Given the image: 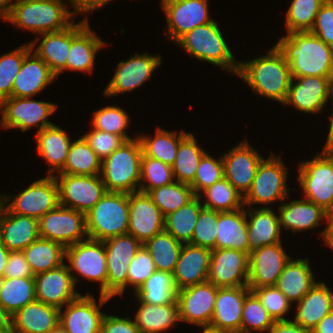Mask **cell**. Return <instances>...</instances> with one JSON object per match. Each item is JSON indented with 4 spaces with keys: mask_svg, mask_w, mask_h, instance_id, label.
Listing matches in <instances>:
<instances>
[{
    "mask_svg": "<svg viewBox=\"0 0 333 333\" xmlns=\"http://www.w3.org/2000/svg\"><path fill=\"white\" fill-rule=\"evenodd\" d=\"M275 46L289 64L291 77H333V47L310 31L287 33Z\"/></svg>",
    "mask_w": 333,
    "mask_h": 333,
    "instance_id": "6da1fadb",
    "label": "cell"
},
{
    "mask_svg": "<svg viewBox=\"0 0 333 333\" xmlns=\"http://www.w3.org/2000/svg\"><path fill=\"white\" fill-rule=\"evenodd\" d=\"M237 75L258 95L281 104L287 98L292 78L289 64L275 45L264 56L239 62Z\"/></svg>",
    "mask_w": 333,
    "mask_h": 333,
    "instance_id": "7a4b0ae2",
    "label": "cell"
},
{
    "mask_svg": "<svg viewBox=\"0 0 333 333\" xmlns=\"http://www.w3.org/2000/svg\"><path fill=\"white\" fill-rule=\"evenodd\" d=\"M65 4L64 0H16L5 21L37 34L61 31L75 21Z\"/></svg>",
    "mask_w": 333,
    "mask_h": 333,
    "instance_id": "3957f363",
    "label": "cell"
},
{
    "mask_svg": "<svg viewBox=\"0 0 333 333\" xmlns=\"http://www.w3.org/2000/svg\"><path fill=\"white\" fill-rule=\"evenodd\" d=\"M143 150L139 138L125 141L101 163V179L107 192L139 191Z\"/></svg>",
    "mask_w": 333,
    "mask_h": 333,
    "instance_id": "277c9868",
    "label": "cell"
},
{
    "mask_svg": "<svg viewBox=\"0 0 333 333\" xmlns=\"http://www.w3.org/2000/svg\"><path fill=\"white\" fill-rule=\"evenodd\" d=\"M216 21L197 26L183 35L176 44L200 61L221 67L237 75L239 62L226 44Z\"/></svg>",
    "mask_w": 333,
    "mask_h": 333,
    "instance_id": "5b68a950",
    "label": "cell"
},
{
    "mask_svg": "<svg viewBox=\"0 0 333 333\" xmlns=\"http://www.w3.org/2000/svg\"><path fill=\"white\" fill-rule=\"evenodd\" d=\"M87 237L106 239L127 234L129 225V194L106 192L85 215Z\"/></svg>",
    "mask_w": 333,
    "mask_h": 333,
    "instance_id": "8992f818",
    "label": "cell"
},
{
    "mask_svg": "<svg viewBox=\"0 0 333 333\" xmlns=\"http://www.w3.org/2000/svg\"><path fill=\"white\" fill-rule=\"evenodd\" d=\"M322 150L312 160L300 162L298 181L304 199L333 213V151Z\"/></svg>",
    "mask_w": 333,
    "mask_h": 333,
    "instance_id": "52a82bcc",
    "label": "cell"
},
{
    "mask_svg": "<svg viewBox=\"0 0 333 333\" xmlns=\"http://www.w3.org/2000/svg\"><path fill=\"white\" fill-rule=\"evenodd\" d=\"M287 170L280 157L272 155L263 159L258 166L250 190L244 196V206L268 205L278 200H286L290 191L286 184Z\"/></svg>",
    "mask_w": 333,
    "mask_h": 333,
    "instance_id": "ba28073f",
    "label": "cell"
},
{
    "mask_svg": "<svg viewBox=\"0 0 333 333\" xmlns=\"http://www.w3.org/2000/svg\"><path fill=\"white\" fill-rule=\"evenodd\" d=\"M106 251V296H122L127 287L128 267L143 245L133 235L124 234L103 241Z\"/></svg>",
    "mask_w": 333,
    "mask_h": 333,
    "instance_id": "9c48e42d",
    "label": "cell"
},
{
    "mask_svg": "<svg viewBox=\"0 0 333 333\" xmlns=\"http://www.w3.org/2000/svg\"><path fill=\"white\" fill-rule=\"evenodd\" d=\"M4 206L11 212L38 220L59 205V188L54 175L38 179L17 196H4ZM11 200V202H10ZM8 202V203H7Z\"/></svg>",
    "mask_w": 333,
    "mask_h": 333,
    "instance_id": "30bf717a",
    "label": "cell"
},
{
    "mask_svg": "<svg viewBox=\"0 0 333 333\" xmlns=\"http://www.w3.org/2000/svg\"><path fill=\"white\" fill-rule=\"evenodd\" d=\"M58 105L45 101L32 100L31 97H10L0 102L1 127L4 129L19 128L22 132L32 126L41 131L53 125L47 118ZM41 123V124H40Z\"/></svg>",
    "mask_w": 333,
    "mask_h": 333,
    "instance_id": "8fae6325",
    "label": "cell"
},
{
    "mask_svg": "<svg viewBox=\"0 0 333 333\" xmlns=\"http://www.w3.org/2000/svg\"><path fill=\"white\" fill-rule=\"evenodd\" d=\"M59 188V204L85 215L107 192L100 175L54 174Z\"/></svg>",
    "mask_w": 333,
    "mask_h": 333,
    "instance_id": "7c38bea8",
    "label": "cell"
},
{
    "mask_svg": "<svg viewBox=\"0 0 333 333\" xmlns=\"http://www.w3.org/2000/svg\"><path fill=\"white\" fill-rule=\"evenodd\" d=\"M39 238L65 247L86 240L85 214L59 204L39 219Z\"/></svg>",
    "mask_w": 333,
    "mask_h": 333,
    "instance_id": "4fadbf2b",
    "label": "cell"
},
{
    "mask_svg": "<svg viewBox=\"0 0 333 333\" xmlns=\"http://www.w3.org/2000/svg\"><path fill=\"white\" fill-rule=\"evenodd\" d=\"M66 259L70 272L74 270L90 281L100 282V295L106 296L107 267L103 241L87 238L70 245L66 247Z\"/></svg>",
    "mask_w": 333,
    "mask_h": 333,
    "instance_id": "5bb4252c",
    "label": "cell"
},
{
    "mask_svg": "<svg viewBox=\"0 0 333 333\" xmlns=\"http://www.w3.org/2000/svg\"><path fill=\"white\" fill-rule=\"evenodd\" d=\"M161 5L166 14V33L175 43L197 26L213 21L208 0H161Z\"/></svg>",
    "mask_w": 333,
    "mask_h": 333,
    "instance_id": "9a60e30c",
    "label": "cell"
},
{
    "mask_svg": "<svg viewBox=\"0 0 333 333\" xmlns=\"http://www.w3.org/2000/svg\"><path fill=\"white\" fill-rule=\"evenodd\" d=\"M249 254L235 249H212L208 281L218 288L247 286Z\"/></svg>",
    "mask_w": 333,
    "mask_h": 333,
    "instance_id": "2e32d148",
    "label": "cell"
},
{
    "mask_svg": "<svg viewBox=\"0 0 333 333\" xmlns=\"http://www.w3.org/2000/svg\"><path fill=\"white\" fill-rule=\"evenodd\" d=\"M78 278L63 264L34 276L36 300L58 309L81 294L75 291Z\"/></svg>",
    "mask_w": 333,
    "mask_h": 333,
    "instance_id": "e0dca14e",
    "label": "cell"
},
{
    "mask_svg": "<svg viewBox=\"0 0 333 333\" xmlns=\"http://www.w3.org/2000/svg\"><path fill=\"white\" fill-rule=\"evenodd\" d=\"M333 77H292L284 105L305 113H319L332 97ZM295 83V84H294Z\"/></svg>",
    "mask_w": 333,
    "mask_h": 333,
    "instance_id": "ac0fdd59",
    "label": "cell"
},
{
    "mask_svg": "<svg viewBox=\"0 0 333 333\" xmlns=\"http://www.w3.org/2000/svg\"><path fill=\"white\" fill-rule=\"evenodd\" d=\"M111 298L100 295L97 305L95 297L90 294H82L67 303L64 312L59 309V323L67 333H100L101 322L104 317L100 311Z\"/></svg>",
    "mask_w": 333,
    "mask_h": 333,
    "instance_id": "d6986e66",
    "label": "cell"
},
{
    "mask_svg": "<svg viewBox=\"0 0 333 333\" xmlns=\"http://www.w3.org/2000/svg\"><path fill=\"white\" fill-rule=\"evenodd\" d=\"M160 55L148 52L131 56L127 61H120L115 74L105 87V96H116L120 93L132 92L152 77L154 70L162 63Z\"/></svg>",
    "mask_w": 333,
    "mask_h": 333,
    "instance_id": "ffe728a7",
    "label": "cell"
},
{
    "mask_svg": "<svg viewBox=\"0 0 333 333\" xmlns=\"http://www.w3.org/2000/svg\"><path fill=\"white\" fill-rule=\"evenodd\" d=\"M217 289L218 287L207 281L178 290L176 299L179 305L180 322L197 326L210 325Z\"/></svg>",
    "mask_w": 333,
    "mask_h": 333,
    "instance_id": "44dd1931",
    "label": "cell"
},
{
    "mask_svg": "<svg viewBox=\"0 0 333 333\" xmlns=\"http://www.w3.org/2000/svg\"><path fill=\"white\" fill-rule=\"evenodd\" d=\"M263 159L262 155L244 140L222 155L224 177L244 197L250 190Z\"/></svg>",
    "mask_w": 333,
    "mask_h": 333,
    "instance_id": "7402d4cb",
    "label": "cell"
},
{
    "mask_svg": "<svg viewBox=\"0 0 333 333\" xmlns=\"http://www.w3.org/2000/svg\"><path fill=\"white\" fill-rule=\"evenodd\" d=\"M290 259L282 247V242L252 251L249 254L247 286L250 289L275 286Z\"/></svg>",
    "mask_w": 333,
    "mask_h": 333,
    "instance_id": "603a6c76",
    "label": "cell"
},
{
    "mask_svg": "<svg viewBox=\"0 0 333 333\" xmlns=\"http://www.w3.org/2000/svg\"><path fill=\"white\" fill-rule=\"evenodd\" d=\"M164 216L146 193L129 194V225L127 234L144 244L164 230Z\"/></svg>",
    "mask_w": 333,
    "mask_h": 333,
    "instance_id": "cb8c5ba5",
    "label": "cell"
},
{
    "mask_svg": "<svg viewBox=\"0 0 333 333\" xmlns=\"http://www.w3.org/2000/svg\"><path fill=\"white\" fill-rule=\"evenodd\" d=\"M104 46L105 42L90 29L87 17L81 22L72 23L71 47L66 61V70L91 74L95 55Z\"/></svg>",
    "mask_w": 333,
    "mask_h": 333,
    "instance_id": "d4e9b609",
    "label": "cell"
},
{
    "mask_svg": "<svg viewBox=\"0 0 333 333\" xmlns=\"http://www.w3.org/2000/svg\"><path fill=\"white\" fill-rule=\"evenodd\" d=\"M211 249L183 244L172 273L177 290L208 281Z\"/></svg>",
    "mask_w": 333,
    "mask_h": 333,
    "instance_id": "484cf974",
    "label": "cell"
},
{
    "mask_svg": "<svg viewBox=\"0 0 333 333\" xmlns=\"http://www.w3.org/2000/svg\"><path fill=\"white\" fill-rule=\"evenodd\" d=\"M37 38L29 42L32 49L25 55L20 71L17 74L12 89L11 97H33L40 93L47 85L57 78L49 66L34 52Z\"/></svg>",
    "mask_w": 333,
    "mask_h": 333,
    "instance_id": "4316f807",
    "label": "cell"
},
{
    "mask_svg": "<svg viewBox=\"0 0 333 333\" xmlns=\"http://www.w3.org/2000/svg\"><path fill=\"white\" fill-rule=\"evenodd\" d=\"M248 286L218 288L210 325L229 333H240L245 296Z\"/></svg>",
    "mask_w": 333,
    "mask_h": 333,
    "instance_id": "83f0119b",
    "label": "cell"
},
{
    "mask_svg": "<svg viewBox=\"0 0 333 333\" xmlns=\"http://www.w3.org/2000/svg\"><path fill=\"white\" fill-rule=\"evenodd\" d=\"M39 238V220L11 213L5 206L0 215V241L9 251H23Z\"/></svg>",
    "mask_w": 333,
    "mask_h": 333,
    "instance_id": "f1b7e54d",
    "label": "cell"
},
{
    "mask_svg": "<svg viewBox=\"0 0 333 333\" xmlns=\"http://www.w3.org/2000/svg\"><path fill=\"white\" fill-rule=\"evenodd\" d=\"M60 310L35 300L11 316L13 333H48L59 324Z\"/></svg>",
    "mask_w": 333,
    "mask_h": 333,
    "instance_id": "f546056e",
    "label": "cell"
},
{
    "mask_svg": "<svg viewBox=\"0 0 333 333\" xmlns=\"http://www.w3.org/2000/svg\"><path fill=\"white\" fill-rule=\"evenodd\" d=\"M247 220L248 254L262 246L281 242L279 216L272 209L262 207L245 210ZM249 216V219L248 217Z\"/></svg>",
    "mask_w": 333,
    "mask_h": 333,
    "instance_id": "4dcf8cb0",
    "label": "cell"
},
{
    "mask_svg": "<svg viewBox=\"0 0 333 333\" xmlns=\"http://www.w3.org/2000/svg\"><path fill=\"white\" fill-rule=\"evenodd\" d=\"M297 304L292 321L312 331L333 310V293L326 283L316 282Z\"/></svg>",
    "mask_w": 333,
    "mask_h": 333,
    "instance_id": "1f68e13d",
    "label": "cell"
},
{
    "mask_svg": "<svg viewBox=\"0 0 333 333\" xmlns=\"http://www.w3.org/2000/svg\"><path fill=\"white\" fill-rule=\"evenodd\" d=\"M279 207V222L286 230L293 233L318 227L319 222L327 218L328 212L306 199L293 200Z\"/></svg>",
    "mask_w": 333,
    "mask_h": 333,
    "instance_id": "d6a6232c",
    "label": "cell"
},
{
    "mask_svg": "<svg viewBox=\"0 0 333 333\" xmlns=\"http://www.w3.org/2000/svg\"><path fill=\"white\" fill-rule=\"evenodd\" d=\"M316 284L308 257L290 259L281 272L276 287L285 294L287 299L298 303Z\"/></svg>",
    "mask_w": 333,
    "mask_h": 333,
    "instance_id": "836d02e7",
    "label": "cell"
},
{
    "mask_svg": "<svg viewBox=\"0 0 333 333\" xmlns=\"http://www.w3.org/2000/svg\"><path fill=\"white\" fill-rule=\"evenodd\" d=\"M245 209L218 212L216 249H235L248 253Z\"/></svg>",
    "mask_w": 333,
    "mask_h": 333,
    "instance_id": "e575fe53",
    "label": "cell"
},
{
    "mask_svg": "<svg viewBox=\"0 0 333 333\" xmlns=\"http://www.w3.org/2000/svg\"><path fill=\"white\" fill-rule=\"evenodd\" d=\"M36 142L38 154L47 161L50 167L53 166L47 173L53 176V172L57 170L59 172L64 167L72 140L65 130L53 124L37 132Z\"/></svg>",
    "mask_w": 333,
    "mask_h": 333,
    "instance_id": "d590c367",
    "label": "cell"
},
{
    "mask_svg": "<svg viewBox=\"0 0 333 333\" xmlns=\"http://www.w3.org/2000/svg\"><path fill=\"white\" fill-rule=\"evenodd\" d=\"M140 307L135 314V325L140 333H163L179 322V305L177 299L165 305L147 304L139 298Z\"/></svg>",
    "mask_w": 333,
    "mask_h": 333,
    "instance_id": "8d00e7d4",
    "label": "cell"
},
{
    "mask_svg": "<svg viewBox=\"0 0 333 333\" xmlns=\"http://www.w3.org/2000/svg\"><path fill=\"white\" fill-rule=\"evenodd\" d=\"M42 41L34 53L41 58L57 77L64 70L71 47V25L67 28L50 33L40 34Z\"/></svg>",
    "mask_w": 333,
    "mask_h": 333,
    "instance_id": "74e56055",
    "label": "cell"
},
{
    "mask_svg": "<svg viewBox=\"0 0 333 333\" xmlns=\"http://www.w3.org/2000/svg\"><path fill=\"white\" fill-rule=\"evenodd\" d=\"M23 252L34 276L63 265L66 257L64 245L43 238L35 240Z\"/></svg>",
    "mask_w": 333,
    "mask_h": 333,
    "instance_id": "f35d334b",
    "label": "cell"
},
{
    "mask_svg": "<svg viewBox=\"0 0 333 333\" xmlns=\"http://www.w3.org/2000/svg\"><path fill=\"white\" fill-rule=\"evenodd\" d=\"M187 134L188 133L182 130L177 136V132L167 131L158 127L154 138L147 135L137 136L142 145V157H151L172 166L180 142Z\"/></svg>",
    "mask_w": 333,
    "mask_h": 333,
    "instance_id": "ab89813d",
    "label": "cell"
},
{
    "mask_svg": "<svg viewBox=\"0 0 333 333\" xmlns=\"http://www.w3.org/2000/svg\"><path fill=\"white\" fill-rule=\"evenodd\" d=\"M201 195L164 218V230L182 244L191 243L193 231L203 208Z\"/></svg>",
    "mask_w": 333,
    "mask_h": 333,
    "instance_id": "60d3db41",
    "label": "cell"
},
{
    "mask_svg": "<svg viewBox=\"0 0 333 333\" xmlns=\"http://www.w3.org/2000/svg\"><path fill=\"white\" fill-rule=\"evenodd\" d=\"M35 300L34 277L0 280V305L10 316Z\"/></svg>",
    "mask_w": 333,
    "mask_h": 333,
    "instance_id": "b9f144b4",
    "label": "cell"
},
{
    "mask_svg": "<svg viewBox=\"0 0 333 333\" xmlns=\"http://www.w3.org/2000/svg\"><path fill=\"white\" fill-rule=\"evenodd\" d=\"M102 161L91 149L83 136L72 141L64 167L56 174L100 175Z\"/></svg>",
    "mask_w": 333,
    "mask_h": 333,
    "instance_id": "7bdbcfd3",
    "label": "cell"
},
{
    "mask_svg": "<svg viewBox=\"0 0 333 333\" xmlns=\"http://www.w3.org/2000/svg\"><path fill=\"white\" fill-rule=\"evenodd\" d=\"M205 150L199 147L193 134L188 133L180 142L172 170L174 179L191 184L194 180L199 162Z\"/></svg>",
    "mask_w": 333,
    "mask_h": 333,
    "instance_id": "ee69618b",
    "label": "cell"
},
{
    "mask_svg": "<svg viewBox=\"0 0 333 333\" xmlns=\"http://www.w3.org/2000/svg\"><path fill=\"white\" fill-rule=\"evenodd\" d=\"M177 291L172 273L156 270L134 293L144 303L165 305L176 299Z\"/></svg>",
    "mask_w": 333,
    "mask_h": 333,
    "instance_id": "f6af8a7d",
    "label": "cell"
},
{
    "mask_svg": "<svg viewBox=\"0 0 333 333\" xmlns=\"http://www.w3.org/2000/svg\"><path fill=\"white\" fill-rule=\"evenodd\" d=\"M143 245L150 252L158 271L173 273L182 243L163 230L147 240Z\"/></svg>",
    "mask_w": 333,
    "mask_h": 333,
    "instance_id": "bcb514c9",
    "label": "cell"
},
{
    "mask_svg": "<svg viewBox=\"0 0 333 333\" xmlns=\"http://www.w3.org/2000/svg\"><path fill=\"white\" fill-rule=\"evenodd\" d=\"M202 192L207 200L201 204L207 209L229 212L245 207L243 195L225 177Z\"/></svg>",
    "mask_w": 333,
    "mask_h": 333,
    "instance_id": "7dc6e473",
    "label": "cell"
},
{
    "mask_svg": "<svg viewBox=\"0 0 333 333\" xmlns=\"http://www.w3.org/2000/svg\"><path fill=\"white\" fill-rule=\"evenodd\" d=\"M147 194L164 217L180 209L195 197L189 184L178 181L150 190Z\"/></svg>",
    "mask_w": 333,
    "mask_h": 333,
    "instance_id": "c3c4849f",
    "label": "cell"
},
{
    "mask_svg": "<svg viewBox=\"0 0 333 333\" xmlns=\"http://www.w3.org/2000/svg\"><path fill=\"white\" fill-rule=\"evenodd\" d=\"M326 0H293L286 12L287 33L310 31L316 15Z\"/></svg>",
    "mask_w": 333,
    "mask_h": 333,
    "instance_id": "681fc988",
    "label": "cell"
},
{
    "mask_svg": "<svg viewBox=\"0 0 333 333\" xmlns=\"http://www.w3.org/2000/svg\"><path fill=\"white\" fill-rule=\"evenodd\" d=\"M31 49L30 43H27L0 56V102L11 97L14 80Z\"/></svg>",
    "mask_w": 333,
    "mask_h": 333,
    "instance_id": "f907efd6",
    "label": "cell"
},
{
    "mask_svg": "<svg viewBox=\"0 0 333 333\" xmlns=\"http://www.w3.org/2000/svg\"><path fill=\"white\" fill-rule=\"evenodd\" d=\"M92 118V128L103 132H109L122 137L125 141L134 139L126 134L129 126V116L124 109L118 106H105L96 110Z\"/></svg>",
    "mask_w": 333,
    "mask_h": 333,
    "instance_id": "816d5d0a",
    "label": "cell"
},
{
    "mask_svg": "<svg viewBox=\"0 0 333 333\" xmlns=\"http://www.w3.org/2000/svg\"><path fill=\"white\" fill-rule=\"evenodd\" d=\"M274 322L258 297L250 291L244 300L240 333H254L252 330L268 331Z\"/></svg>",
    "mask_w": 333,
    "mask_h": 333,
    "instance_id": "f5cc1de1",
    "label": "cell"
},
{
    "mask_svg": "<svg viewBox=\"0 0 333 333\" xmlns=\"http://www.w3.org/2000/svg\"><path fill=\"white\" fill-rule=\"evenodd\" d=\"M174 181L171 166L151 157H142L139 192L147 194L150 190L169 185Z\"/></svg>",
    "mask_w": 333,
    "mask_h": 333,
    "instance_id": "db71d44e",
    "label": "cell"
},
{
    "mask_svg": "<svg viewBox=\"0 0 333 333\" xmlns=\"http://www.w3.org/2000/svg\"><path fill=\"white\" fill-rule=\"evenodd\" d=\"M224 177L222 157L217 160L205 153L198 165L195 177L190 186L195 196H199L203 190L212 186Z\"/></svg>",
    "mask_w": 333,
    "mask_h": 333,
    "instance_id": "11a10c76",
    "label": "cell"
},
{
    "mask_svg": "<svg viewBox=\"0 0 333 333\" xmlns=\"http://www.w3.org/2000/svg\"><path fill=\"white\" fill-rule=\"evenodd\" d=\"M218 212L203 207L196 222L192 245L216 249Z\"/></svg>",
    "mask_w": 333,
    "mask_h": 333,
    "instance_id": "9f6ffc18",
    "label": "cell"
},
{
    "mask_svg": "<svg viewBox=\"0 0 333 333\" xmlns=\"http://www.w3.org/2000/svg\"><path fill=\"white\" fill-rule=\"evenodd\" d=\"M260 300L274 321H288L284 315L290 310L291 302L276 286L250 289Z\"/></svg>",
    "mask_w": 333,
    "mask_h": 333,
    "instance_id": "6f0895ef",
    "label": "cell"
},
{
    "mask_svg": "<svg viewBox=\"0 0 333 333\" xmlns=\"http://www.w3.org/2000/svg\"><path fill=\"white\" fill-rule=\"evenodd\" d=\"M156 270L150 252L142 245L129 264L127 287L132 286L136 292Z\"/></svg>",
    "mask_w": 333,
    "mask_h": 333,
    "instance_id": "680465c9",
    "label": "cell"
},
{
    "mask_svg": "<svg viewBox=\"0 0 333 333\" xmlns=\"http://www.w3.org/2000/svg\"><path fill=\"white\" fill-rule=\"evenodd\" d=\"M83 137L101 161L125 142L120 136L94 128Z\"/></svg>",
    "mask_w": 333,
    "mask_h": 333,
    "instance_id": "91938a15",
    "label": "cell"
},
{
    "mask_svg": "<svg viewBox=\"0 0 333 333\" xmlns=\"http://www.w3.org/2000/svg\"><path fill=\"white\" fill-rule=\"evenodd\" d=\"M310 32L333 47V0H326L321 5Z\"/></svg>",
    "mask_w": 333,
    "mask_h": 333,
    "instance_id": "94428289",
    "label": "cell"
},
{
    "mask_svg": "<svg viewBox=\"0 0 333 333\" xmlns=\"http://www.w3.org/2000/svg\"><path fill=\"white\" fill-rule=\"evenodd\" d=\"M34 277L23 251H10L3 278Z\"/></svg>",
    "mask_w": 333,
    "mask_h": 333,
    "instance_id": "6125c7cd",
    "label": "cell"
},
{
    "mask_svg": "<svg viewBox=\"0 0 333 333\" xmlns=\"http://www.w3.org/2000/svg\"><path fill=\"white\" fill-rule=\"evenodd\" d=\"M100 333H140L139 329L129 317L104 314L101 322Z\"/></svg>",
    "mask_w": 333,
    "mask_h": 333,
    "instance_id": "be15d7a7",
    "label": "cell"
},
{
    "mask_svg": "<svg viewBox=\"0 0 333 333\" xmlns=\"http://www.w3.org/2000/svg\"><path fill=\"white\" fill-rule=\"evenodd\" d=\"M74 10L71 11L72 14L76 17L78 13H89L90 11L97 10L100 7L105 6L111 0H69Z\"/></svg>",
    "mask_w": 333,
    "mask_h": 333,
    "instance_id": "e7e4bbea",
    "label": "cell"
},
{
    "mask_svg": "<svg viewBox=\"0 0 333 333\" xmlns=\"http://www.w3.org/2000/svg\"><path fill=\"white\" fill-rule=\"evenodd\" d=\"M269 333H312L311 330L294 323L292 320L275 321L269 328Z\"/></svg>",
    "mask_w": 333,
    "mask_h": 333,
    "instance_id": "03108f58",
    "label": "cell"
},
{
    "mask_svg": "<svg viewBox=\"0 0 333 333\" xmlns=\"http://www.w3.org/2000/svg\"><path fill=\"white\" fill-rule=\"evenodd\" d=\"M312 333H333V310L321 319Z\"/></svg>",
    "mask_w": 333,
    "mask_h": 333,
    "instance_id": "003e7915",
    "label": "cell"
},
{
    "mask_svg": "<svg viewBox=\"0 0 333 333\" xmlns=\"http://www.w3.org/2000/svg\"><path fill=\"white\" fill-rule=\"evenodd\" d=\"M326 219L328 226L322 231V237L325 244L333 249V213H328Z\"/></svg>",
    "mask_w": 333,
    "mask_h": 333,
    "instance_id": "a7ac6f4b",
    "label": "cell"
},
{
    "mask_svg": "<svg viewBox=\"0 0 333 333\" xmlns=\"http://www.w3.org/2000/svg\"><path fill=\"white\" fill-rule=\"evenodd\" d=\"M0 331L11 330V316L0 305Z\"/></svg>",
    "mask_w": 333,
    "mask_h": 333,
    "instance_id": "89a4df30",
    "label": "cell"
},
{
    "mask_svg": "<svg viewBox=\"0 0 333 333\" xmlns=\"http://www.w3.org/2000/svg\"><path fill=\"white\" fill-rule=\"evenodd\" d=\"M16 0H0V17L6 20Z\"/></svg>",
    "mask_w": 333,
    "mask_h": 333,
    "instance_id": "2644e50d",
    "label": "cell"
},
{
    "mask_svg": "<svg viewBox=\"0 0 333 333\" xmlns=\"http://www.w3.org/2000/svg\"><path fill=\"white\" fill-rule=\"evenodd\" d=\"M9 252L10 251L0 241V280L4 276V270L6 267Z\"/></svg>",
    "mask_w": 333,
    "mask_h": 333,
    "instance_id": "8c879c8a",
    "label": "cell"
},
{
    "mask_svg": "<svg viewBox=\"0 0 333 333\" xmlns=\"http://www.w3.org/2000/svg\"><path fill=\"white\" fill-rule=\"evenodd\" d=\"M330 118L329 132L327 135L326 144L324 145L323 149L333 151V113L330 115Z\"/></svg>",
    "mask_w": 333,
    "mask_h": 333,
    "instance_id": "753ad0ef",
    "label": "cell"
},
{
    "mask_svg": "<svg viewBox=\"0 0 333 333\" xmlns=\"http://www.w3.org/2000/svg\"><path fill=\"white\" fill-rule=\"evenodd\" d=\"M204 328L202 333H229L228 331L221 330L219 328L213 327L211 325L200 326Z\"/></svg>",
    "mask_w": 333,
    "mask_h": 333,
    "instance_id": "34e18365",
    "label": "cell"
},
{
    "mask_svg": "<svg viewBox=\"0 0 333 333\" xmlns=\"http://www.w3.org/2000/svg\"><path fill=\"white\" fill-rule=\"evenodd\" d=\"M48 333H67L66 330L60 325V323Z\"/></svg>",
    "mask_w": 333,
    "mask_h": 333,
    "instance_id": "11e5206c",
    "label": "cell"
},
{
    "mask_svg": "<svg viewBox=\"0 0 333 333\" xmlns=\"http://www.w3.org/2000/svg\"><path fill=\"white\" fill-rule=\"evenodd\" d=\"M4 197H3V195H1L0 194V215H1V213H2V210H3V208H4Z\"/></svg>",
    "mask_w": 333,
    "mask_h": 333,
    "instance_id": "2a66077c",
    "label": "cell"
},
{
    "mask_svg": "<svg viewBox=\"0 0 333 333\" xmlns=\"http://www.w3.org/2000/svg\"><path fill=\"white\" fill-rule=\"evenodd\" d=\"M0 333H13L12 331H0Z\"/></svg>",
    "mask_w": 333,
    "mask_h": 333,
    "instance_id": "b9fcfbb0",
    "label": "cell"
},
{
    "mask_svg": "<svg viewBox=\"0 0 333 333\" xmlns=\"http://www.w3.org/2000/svg\"><path fill=\"white\" fill-rule=\"evenodd\" d=\"M332 99H333V81H332Z\"/></svg>",
    "mask_w": 333,
    "mask_h": 333,
    "instance_id": "09005b40",
    "label": "cell"
}]
</instances>
